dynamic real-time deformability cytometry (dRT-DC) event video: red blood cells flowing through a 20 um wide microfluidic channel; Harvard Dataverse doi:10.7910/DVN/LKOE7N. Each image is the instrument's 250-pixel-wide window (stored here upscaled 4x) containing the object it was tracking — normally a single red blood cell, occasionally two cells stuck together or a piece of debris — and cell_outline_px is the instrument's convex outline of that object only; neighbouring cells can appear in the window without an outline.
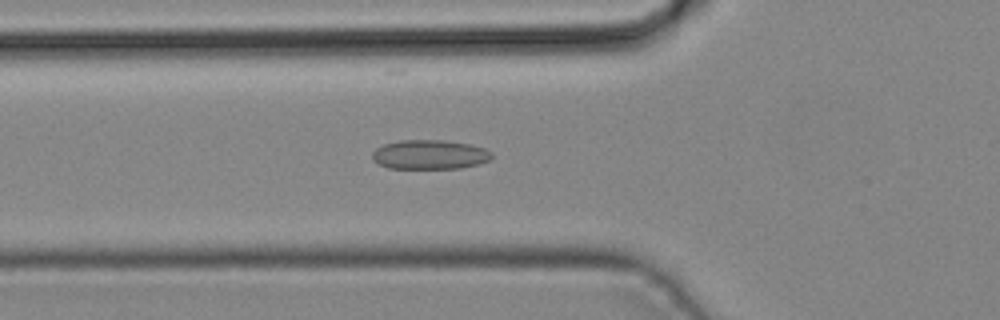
{"species": "common noctule bat (a hibernating species)", "species_latin": "Nyctalus noctula", "temperature_condition": "cold", "stored_images_in_passage": 26, "camera_frame_rate_fps": 3000, "um_per_image_px": 0.085, "animal": {"sex": "male", "body_mass_g": 19.2, "forearm_length_mm": 51.8}, "frame": {"image": 1, "passage_image": 7, "time_ms": 2.0, "image_size_px": [1000, 320], "cell_outline_px": [[492, 160], [460, 168], [388, 168], [372, 160], [372, 152], [376, 148], [384, 144], [400, 140], [444, 140], [472, 144], [484, 148], [492, 152]], "centroid_in_image_um": [36.53, 13.13], "position_along_channel_um": 89.3, "area_um2": 20.52}}
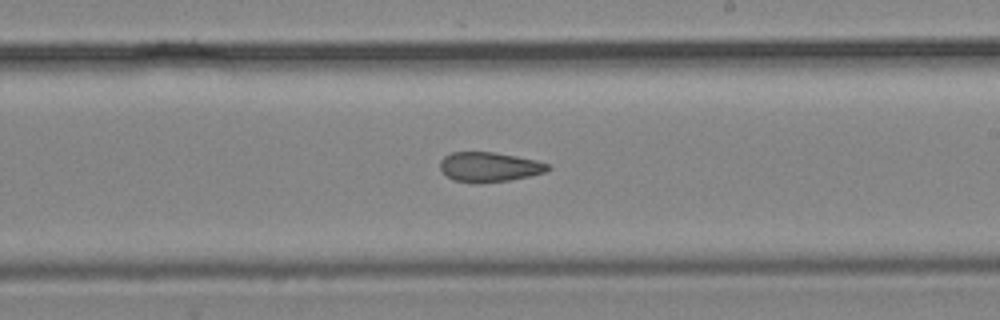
{"frame": {"image": 2, "passage_image": 17, "time_ms": 5.333, "image_size_px": [1000, 320], "cell_outline_px": [[552, 168], [544, 172], [528, 176], [508, 180], [452, 180], [440, 168], [440, 160], [444, 156], [452, 152], [496, 152], [536, 160], [548, 164]], "centroid_in_image_um": [41.6, 14.14], "position_along_channel_um": 247.4, "area_um2": 17.86}}
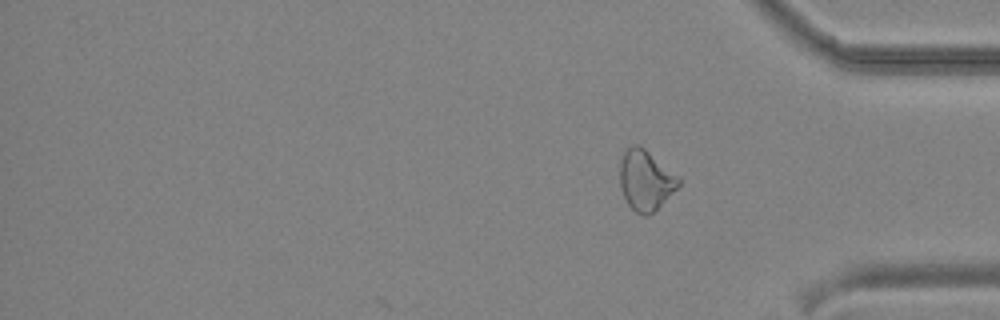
{"frame": {"image": 3, "passage_image": 26, "time_ms": 8.333, "image_size_px": [1000, 320], "cell_outline_px": [[680, 184], [648, 216], [644, 216], [636, 212], [628, 204], [620, 188], [620, 164], [624, 152], [632, 144], [640, 144], [676, 176], [680, 180]], "centroid_in_image_um": [54.83, 15.31], "position_along_channel_um": 380.4, "area_um2": 20.0}}